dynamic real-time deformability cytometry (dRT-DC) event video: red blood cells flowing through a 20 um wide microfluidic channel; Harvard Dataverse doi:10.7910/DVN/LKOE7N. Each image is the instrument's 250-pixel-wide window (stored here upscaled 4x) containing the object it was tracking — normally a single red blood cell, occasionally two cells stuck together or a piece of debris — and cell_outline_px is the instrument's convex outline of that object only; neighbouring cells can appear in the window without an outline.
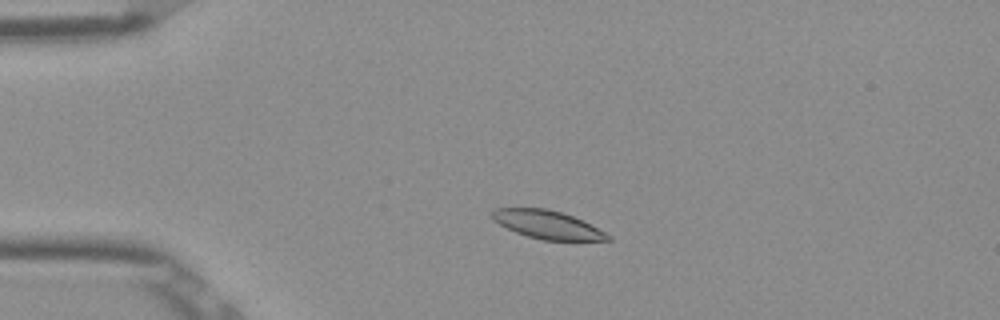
{"species": "Egyptian fruit bat (a non-hibernating species)", "species_latin": "Rousettus aegyptiacus", "temperature_condition": "room temperature", "stored_images_in_passage": 50, "camera_frame_rate_fps": 3000, "um_per_image_px": 0.085, "frame": {"image": 1, "passage_image": 9, "time_ms": 2.667, "image_size_px": [1000, 320], "cell_outline_px": [[612, 240], [544, 240], [528, 236], [516, 232], [492, 220], [492, 208], [548, 208], [572, 216], [612, 236]], "centroid_in_image_um": [46.49, 19.09], "position_along_channel_um": 38.5, "area_um2": 18.67}}
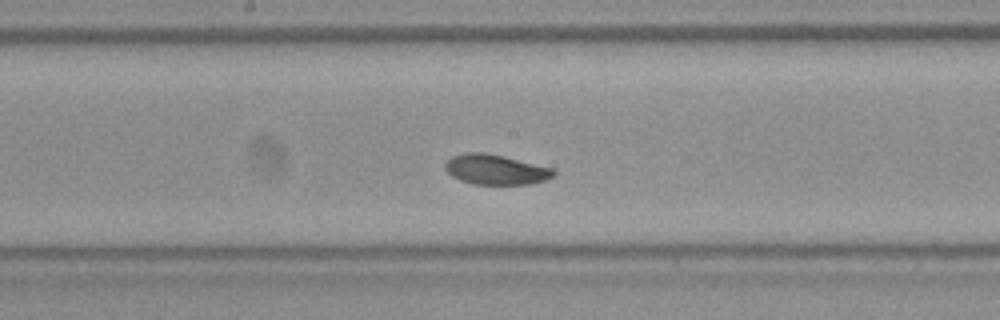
{"frame": {"image": 2, "passage_image": 25, "time_ms": 8.0, "image_size_px": [1000, 320], "cell_outline_px": [[556, 172], [552, 176], [544, 180], [528, 184], [472, 184], [460, 180], [452, 176], [444, 168], [444, 164], [452, 156], [464, 152], [484, 152], [552, 168]], "centroid_in_image_um": [42.07, 14.41], "position_along_channel_um": 206.1, "area_um2": 18.73}}
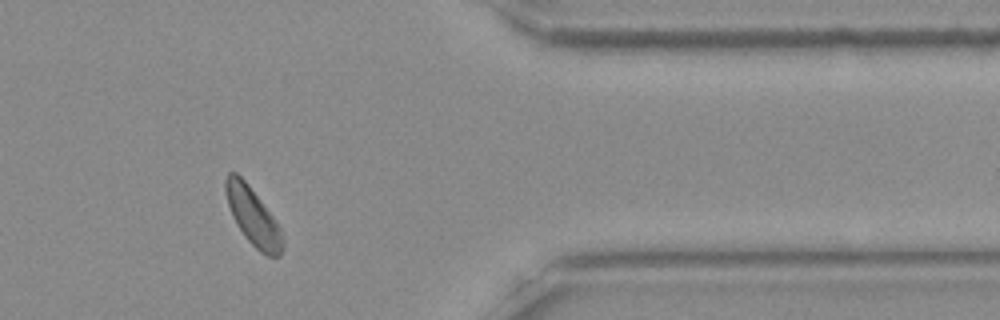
{"frame": {"image": 3, "passage_image": 41, "time_ms": 13.333, "image_size_px": [1000, 320], "cell_outline_px": [[284, 248], [280, 256], [268, 256], [260, 252], [244, 236], [236, 224], [232, 216], [228, 204], [224, 188], [224, 180], [228, 172], [236, 172], [248, 184], [276, 220], [280, 228], [284, 244]], "centroid_in_image_um": [21.5, 18.4], "position_along_channel_um": 389.9, "area_um2": 19.13}, "authors_computed_cell_mechanics": {"area_um2": 19.4786, "velocity_mm_per_s": 3.8206, "shape_relaxation_time_tau1_ms": 1.4188, "shape_relaxation_time_tau2_ms": 7.5922, "deformation_change_tau1": 0.0756, "deformation_change_tau2": 0.0992}}